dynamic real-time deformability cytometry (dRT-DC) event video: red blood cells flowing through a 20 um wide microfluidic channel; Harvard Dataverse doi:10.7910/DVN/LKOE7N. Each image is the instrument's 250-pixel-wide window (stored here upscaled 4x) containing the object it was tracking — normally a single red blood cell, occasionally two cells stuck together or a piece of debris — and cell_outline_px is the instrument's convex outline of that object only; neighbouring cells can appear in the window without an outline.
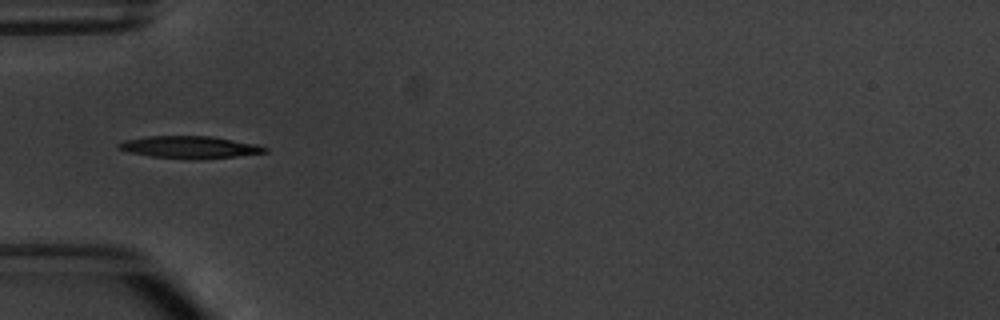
{"species": "common noctule bat (a hibernating species)", "species_latin": "Nyctalus noctula", "temperature_condition": "warm", "stored_images_in_passage": 1, "camera_frame_rate_fps": 3000, "um_per_image_px": 0.085, "animal": {"sex": "male", "body_mass_g": 20.1, "forearm_length_mm": 53.5}, "frame": {"image": 1, "passage_image": 1, "time_ms": 0.0, "image_size_px": [1000, 320], "cell_outline_px": [[268, 152], [236, 156], [152, 156], [132, 152], [116, 148], [116, 144], [124, 140], [148, 136], [208, 136], [256, 144], [268, 148]], "centroid_in_image_um": [16.08, 12.45], "position_along_channel_um": 68.9, "area_um2": 17.57}}